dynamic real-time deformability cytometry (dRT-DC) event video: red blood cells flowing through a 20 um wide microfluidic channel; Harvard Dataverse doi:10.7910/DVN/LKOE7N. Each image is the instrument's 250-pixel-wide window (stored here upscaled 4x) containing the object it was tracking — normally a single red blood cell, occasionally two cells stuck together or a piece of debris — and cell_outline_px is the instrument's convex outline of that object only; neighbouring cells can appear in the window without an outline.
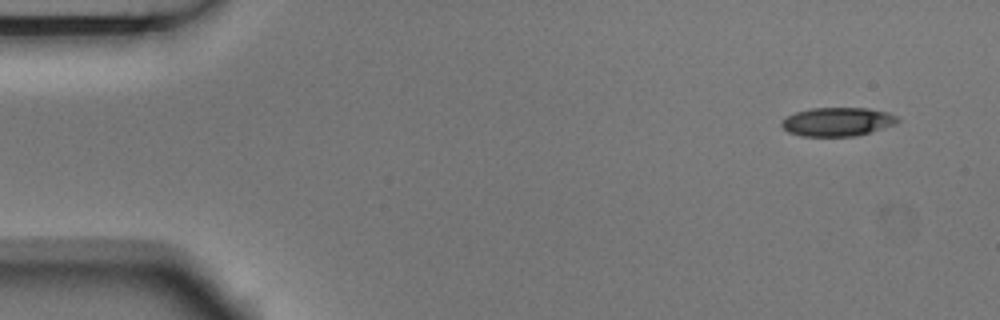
{"species": "Egyptian fruit bat (a non-hibernating species)", "species_latin": "Rousettus aegyptiacus", "temperature_condition": "room temperature", "stored_images_in_passage": 4, "camera_frame_rate_fps": 3000, "um_per_image_px": 0.085, "animal": {"sex": "male"}, "frame": {"image": 1, "passage_image": 1, "time_ms": 0.0, "image_size_px": [1000, 320], "cell_outline_px": [[900, 120], [896, 124], [856, 136], [800, 136], [788, 132], [780, 124], [788, 116], [796, 112], [812, 108], [868, 108], [888, 112], [896, 116]], "centroid_in_image_um": [71.2, 10.35], "position_along_channel_um": 13.8, "area_um2": 19.31}}
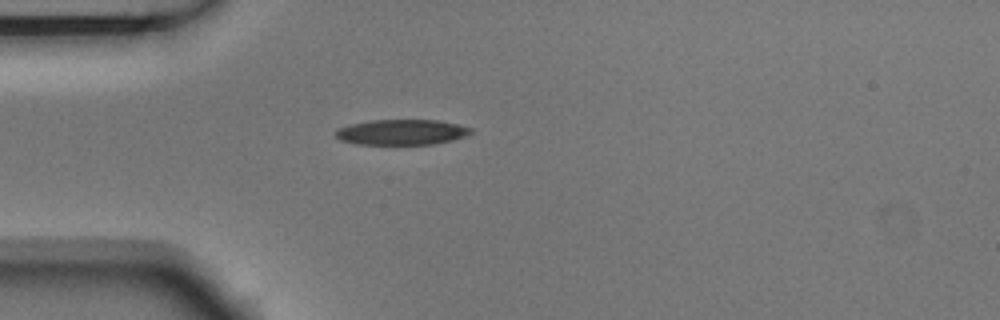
{"frame": {"image": 2, "passage_image": 4, "time_ms": 1.0, "image_size_px": [1000, 320], "cell_outline_px": [[476, 132], [452, 140], [432, 144], [360, 144], [340, 140], [336, 136], [336, 132], [340, 128], [348, 124], [372, 120], [436, 120], [456, 124], [472, 128]], "centroid_in_image_um": [34.17, 11.23], "position_along_channel_um": 50.8, "area_um2": 19.88}}